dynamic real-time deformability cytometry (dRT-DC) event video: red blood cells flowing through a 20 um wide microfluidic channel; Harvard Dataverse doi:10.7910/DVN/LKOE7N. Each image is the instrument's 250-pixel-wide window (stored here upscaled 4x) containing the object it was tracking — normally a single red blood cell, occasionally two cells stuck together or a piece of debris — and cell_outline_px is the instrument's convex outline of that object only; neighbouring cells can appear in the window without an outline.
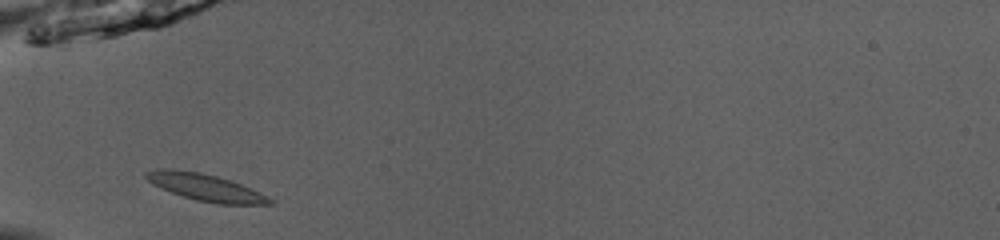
{"species": "common noctule bat (a hibernating species)", "species_latin": "Nyctalus noctula", "temperature_condition": "room temperature", "stored_images_in_passage": 33, "camera_frame_rate_fps": 3000, "um_per_image_px": 0.085, "animal": {"sex": "male", "body_mass_g": 13.0, "forearm_length_mm": 53.1}, "frame": {"image": 1, "passage_image": 1, "time_ms": 0.0, "image_size_px": [1000, 240], "cell_outline_px": [[276, 204], [216, 204], [196, 200], [160, 188], [152, 184], [144, 176], [144, 172], [156, 168], [172, 168], [200, 172], [232, 180], [260, 192], [276, 200]], "centroid_in_image_um": [17.48, 15.92], "position_along_channel_um": 67.5, "area_um2": 19.71}}
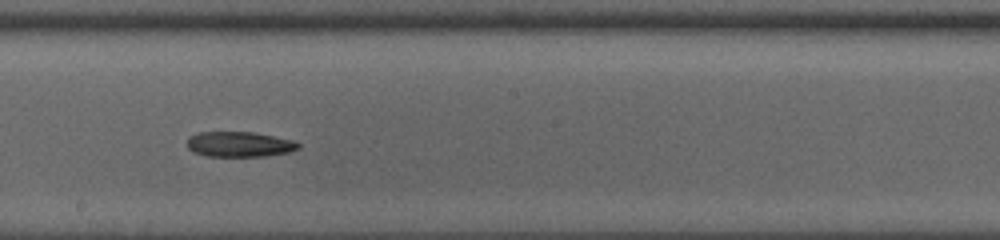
{"frame": {"image": 2, "passage_image": 13, "time_ms": 4.0, "image_size_px": [1000, 240], "cell_outline_px": [[300, 148], [288, 152], [268, 156], [208, 156], [192, 152], [188, 148], [188, 136], [196, 132], [252, 132], [292, 140], [300, 144]], "centroid_in_image_um": [20.32, 12.26], "position_along_channel_um": 227.9, "area_um2": 16.36}}
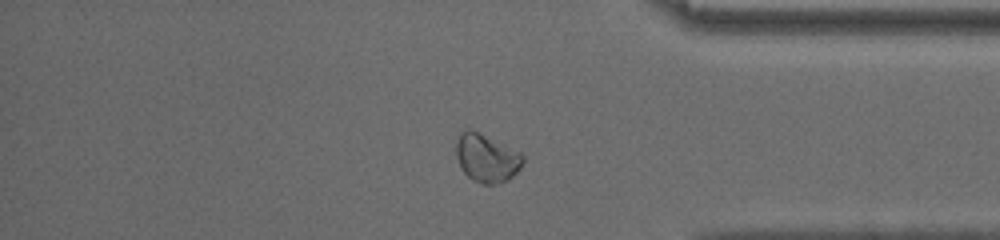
{"frame": {"image": 3, "passage_image": 26, "time_ms": 8.333, "image_size_px": [1000, 240], "cell_outline_px": [[524, 160], [520, 168], [508, 180], [496, 184], [484, 184], [472, 180], [464, 172], [456, 156], [456, 144], [460, 132], [468, 128], [520, 152], [524, 156]], "centroid_in_image_um": [41.36, 13.45], "position_along_channel_um": 393.8, "area_um2": 18.44}}